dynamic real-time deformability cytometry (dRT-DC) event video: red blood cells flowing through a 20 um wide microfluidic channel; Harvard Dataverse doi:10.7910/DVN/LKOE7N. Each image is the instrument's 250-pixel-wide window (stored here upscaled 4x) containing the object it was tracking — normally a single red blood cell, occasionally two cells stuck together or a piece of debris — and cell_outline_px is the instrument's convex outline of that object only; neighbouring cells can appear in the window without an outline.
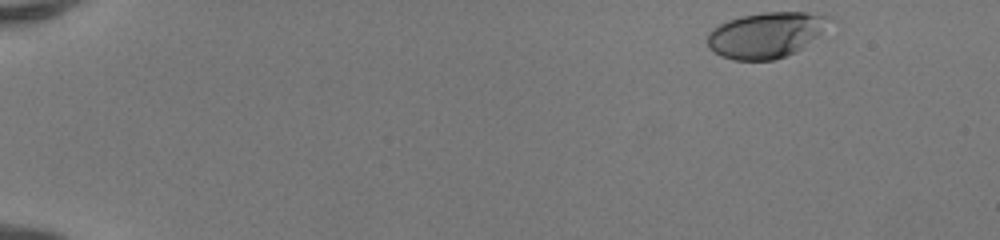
{"species": "human", "species_latin": "Homo sapiens", "temperature_condition": "room temperature", "stored_images_in_passage": 46, "camera_frame_rate_fps": 3000, "um_per_image_px": 0.085, "donor": {"sex": "female"}, "frame": {"image": 1, "passage_image": 1, "time_ms": 0.0, "image_size_px": [1000, 240], "cell_outline_px": [[836, 20], [796, 52], [772, 60], [732, 60], [720, 56], [708, 48], [708, 32], [712, 28], [728, 20], [740, 16], [764, 12], [804, 12], [836, 16]], "centroid_in_image_um": [65.13, 2.95], "position_along_channel_um": 19.9, "area_um2": 32.66}}
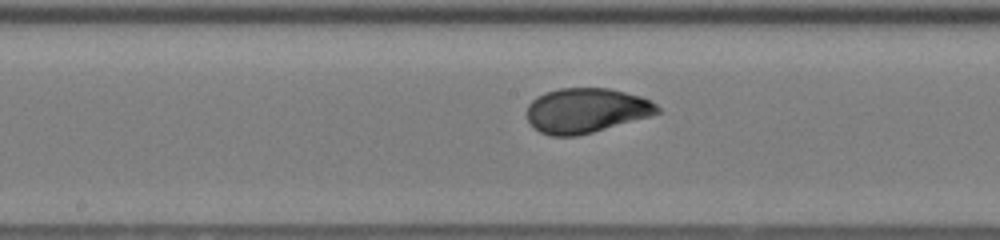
{"frame": {"image": 2, "passage_image": 24, "time_ms": 7.667, "image_size_px": [1000, 240], "cell_outline_px": [[660, 112], [648, 116], [592, 132], [576, 136], [548, 136], [540, 132], [528, 120], [528, 104], [536, 96], [544, 92], [560, 88], [608, 88], [640, 96], [656, 104], [660, 108]], "centroid_in_image_um": [49.78, 9.38], "position_along_channel_um": 198.4, "area_um2": 33.7}}
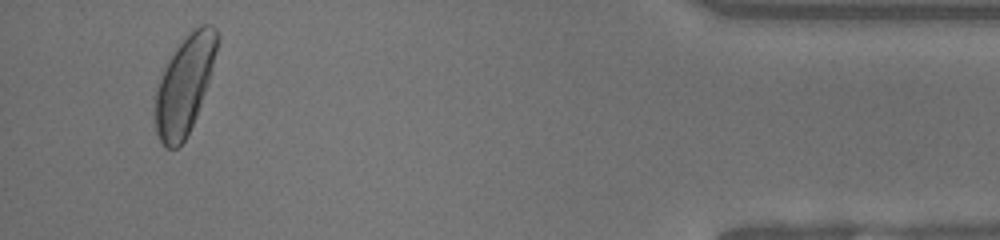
{"frame": {"image": 3, "passage_image": 44, "time_ms": 14.333, "image_size_px": [1000, 240], "cell_outline_px": [[220, 40], [208, 84], [196, 116], [184, 140], [176, 148], [164, 148], [156, 132], [156, 88], [168, 60], [176, 48], [188, 32], [200, 24], [212, 24], [216, 28], [220, 36]], "centroid_in_image_um": [15.72, 7.15], "position_along_channel_um": 419.5, "area_um2": 35.2}, "authors_computed_cell_mechanics": {"area_um2": 33.235, "velocity_mm_per_s": 4.1553, "shape_relaxation_time_tau1_ms": 3.5419, "shape_relaxation_time_tau2_ms": null, "deformation_change_tau1": 0.1677, "deformation_change_tau2": null}}